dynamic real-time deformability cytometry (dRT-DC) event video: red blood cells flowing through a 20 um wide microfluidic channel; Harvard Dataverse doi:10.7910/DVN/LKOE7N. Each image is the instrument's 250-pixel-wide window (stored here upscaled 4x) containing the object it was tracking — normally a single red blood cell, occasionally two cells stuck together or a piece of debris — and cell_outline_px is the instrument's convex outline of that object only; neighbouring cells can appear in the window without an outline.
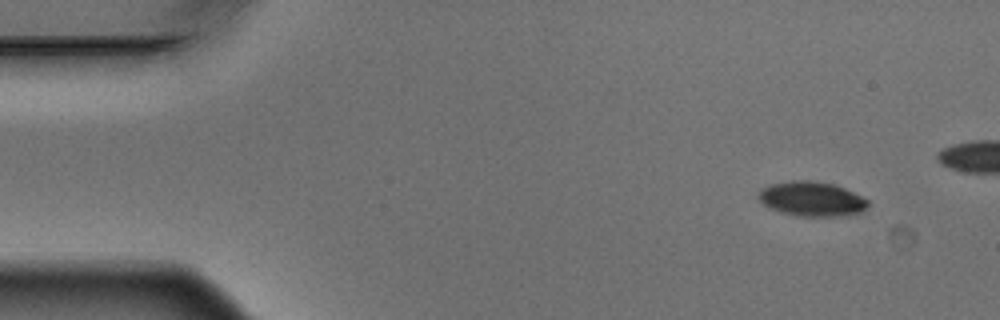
{"species": "Egyptian fruit bat (a non-hibernating species)", "species_latin": "Rousettus aegyptiacus", "temperature_condition": "warm", "stored_images_in_passage": 5, "camera_frame_rate_fps": 3000, "um_per_image_px": 0.085, "animal": {"sex": "male"}, "frame": {"image": 1, "passage_image": 1, "time_ms": 0.0, "image_size_px": [1000, 320], "cell_outline_px": [[868, 204], [860, 212], [848, 216], [796, 216], [780, 212], [768, 208], [756, 196], [760, 188], [772, 184], [792, 180], [808, 180], [832, 184], [844, 188], [868, 200]], "centroid_in_image_um": [68.94, 16.92], "position_along_channel_um": 16.1, "area_um2": 22.08}}